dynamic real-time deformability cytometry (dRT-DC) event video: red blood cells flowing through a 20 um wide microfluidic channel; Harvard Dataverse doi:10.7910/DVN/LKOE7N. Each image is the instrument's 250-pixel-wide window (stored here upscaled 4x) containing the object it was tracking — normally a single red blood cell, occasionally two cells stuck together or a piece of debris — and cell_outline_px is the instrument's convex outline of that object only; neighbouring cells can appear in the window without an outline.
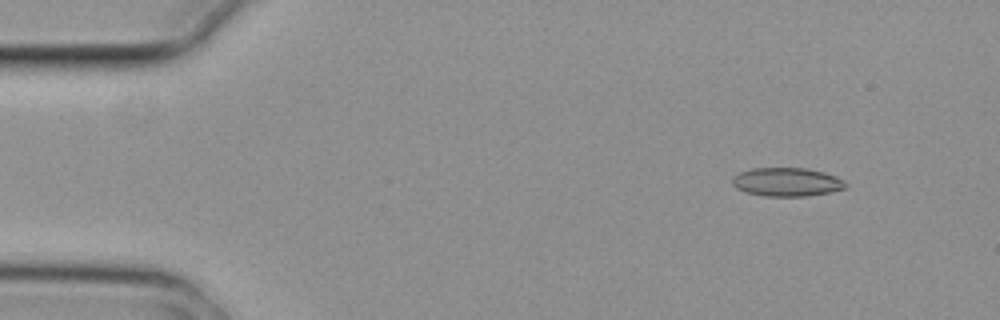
{"species": "common noctule bat (a hibernating species)", "species_latin": "Nyctalus noctula", "temperature_condition": "cold", "stored_images_in_passage": 4, "camera_frame_rate_fps": 3000, "um_per_image_px": 0.085, "animal": {"sex": "female", "body_mass_g": 29.2, "forearm_length_mm": 56.3}, "frame": {"image": 1, "passage_image": 2, "time_ms": 0.333, "image_size_px": [1000, 320], "cell_outline_px": [[848, 184], [844, 188], [832, 192], [808, 196], [764, 196], [744, 192], [736, 188], [732, 184], [732, 176], [740, 172], [752, 168], [808, 168], [824, 172], [836, 176], [844, 180]], "centroid_in_image_um": [66.88, 15.47], "position_along_channel_um": 18.1, "area_um2": 19.13}}